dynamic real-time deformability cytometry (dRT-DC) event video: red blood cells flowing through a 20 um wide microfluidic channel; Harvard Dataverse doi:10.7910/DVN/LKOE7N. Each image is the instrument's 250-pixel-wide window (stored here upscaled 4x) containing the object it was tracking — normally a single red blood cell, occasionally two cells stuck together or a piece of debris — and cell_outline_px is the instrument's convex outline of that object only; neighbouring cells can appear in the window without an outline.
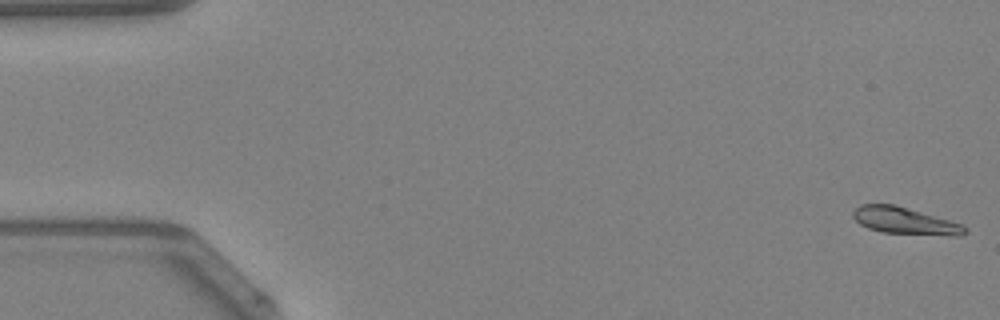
{"species": "Egyptian fruit bat (a non-hibernating species)", "species_latin": "Rousettus aegyptiacus", "temperature_condition": "warm", "stored_images_in_passage": 48, "camera_frame_rate_fps": 3000, "um_per_image_px": 0.085, "animal": {"sex": "female"}, "frame": {"image": 1, "passage_image": 1, "time_ms": 0.0, "image_size_px": [1000, 320], "cell_outline_px": [[968, 232], [960, 236], [952, 236], [884, 232], [868, 228], [860, 224], [852, 216], [852, 212], [860, 204], [896, 204], [948, 220], [960, 224], [968, 228]], "centroid_in_image_um": [76.92, 18.77], "position_along_channel_um": 8.1, "area_um2": 17.46}}
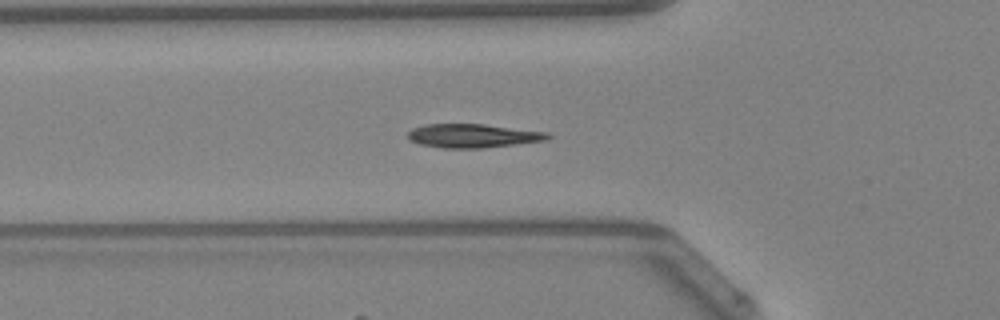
{"frame": {"image": 2, "passage_image": 17, "time_ms": 5.333, "image_size_px": [1000, 320], "cell_outline_px": [[552, 136], [548, 140], [480, 148], [444, 148], [420, 144], [408, 140], [408, 132], [412, 128], [428, 124], [484, 124], [548, 132]], "centroid_in_image_um": [40.2, 11.54], "position_along_channel_um": 85.6, "area_um2": 19.31}}
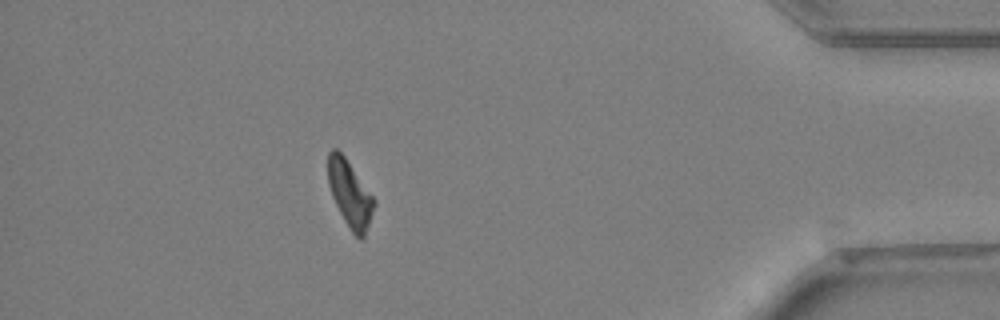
{"frame": {"image": 3, "passage_image": 43, "time_ms": 14.0, "image_size_px": [1000, 320], "cell_outline_px": [[376, 204], [364, 236], [360, 240], [352, 232], [344, 220], [332, 196], [328, 184], [328, 152], [332, 148], [336, 148], [344, 156], [376, 200]], "centroid_in_image_um": [29.74, 16.47], "position_along_channel_um": 405.5, "area_um2": 17.63}, "authors_computed_cell_mechanics": {"area_um2": 18.496, "velocity_mm_per_s": 4.235, "shape_relaxation_time_tau1_ms": 2.953, "shape_relaxation_time_tau2_ms": 1.7037, "deformation_change_tau1": 0.146, "deformation_change_tau2": 0.0741}}